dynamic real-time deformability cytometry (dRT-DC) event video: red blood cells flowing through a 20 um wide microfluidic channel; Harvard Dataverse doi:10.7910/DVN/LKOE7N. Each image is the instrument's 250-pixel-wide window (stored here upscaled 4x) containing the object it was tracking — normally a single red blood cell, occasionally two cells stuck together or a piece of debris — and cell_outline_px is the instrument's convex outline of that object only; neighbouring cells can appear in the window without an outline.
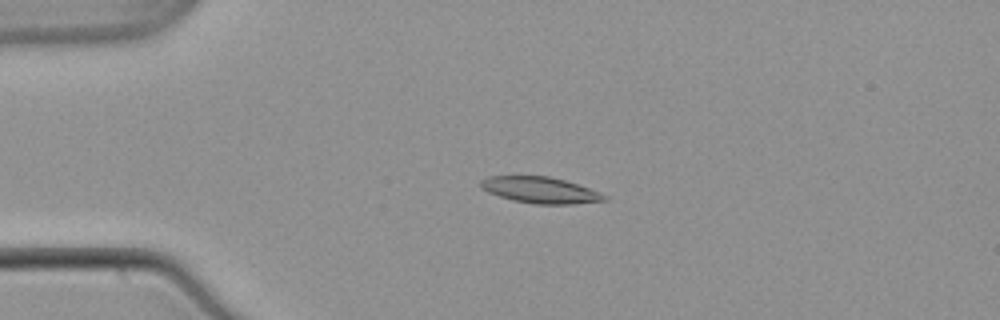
{"species": "common noctule bat (a hibernating species)", "species_latin": "Nyctalus noctula", "temperature_condition": "warm", "stored_images_in_passage": 53, "camera_frame_rate_fps": 3000, "um_per_image_px": 0.085, "animal": {"sex": "male", "body_mass_g": 21.5, "forearm_length_mm": 52.0}, "frame": {"image": 1, "passage_image": 12, "time_ms": 3.667, "image_size_px": [1000, 320], "cell_outline_px": [[608, 200], [572, 204], [536, 204], [512, 200], [488, 192], [480, 188], [480, 180], [488, 176], [548, 176], [564, 180], [600, 192], [608, 196]], "centroid_in_image_um": [45.91, 16.16], "position_along_channel_um": 39.1, "area_um2": 18.84}}
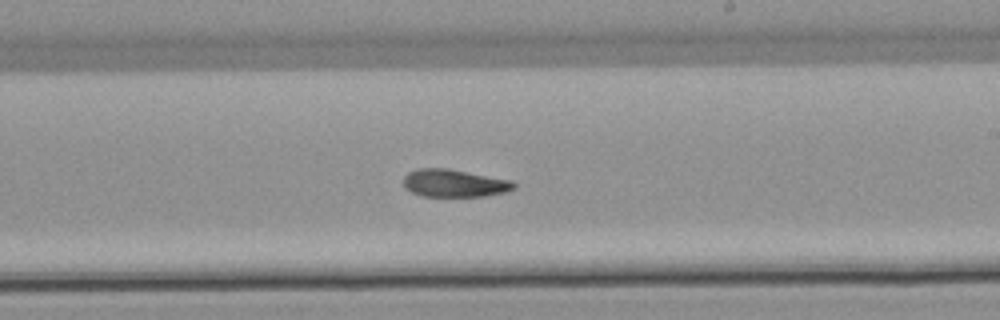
{"frame": {"image": 2, "passage_image": 31, "time_ms": 10.0, "image_size_px": [1000, 320], "cell_outline_px": [[516, 188], [504, 192], [484, 196], [424, 196], [412, 192], [404, 188], [404, 176], [408, 172], [416, 168], [448, 168], [512, 180], [516, 184]], "centroid_in_image_um": [38.61, 15.56], "position_along_channel_um": 250.4, "area_um2": 17.86}}
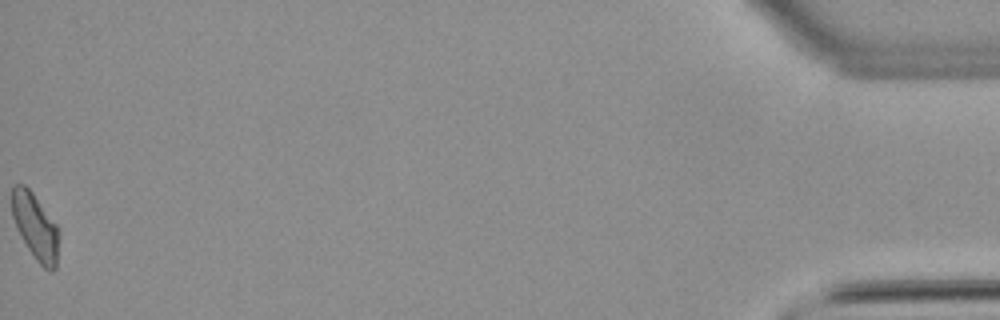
{"frame": {"image": 3, "passage_image": 53, "time_ms": 17.333, "image_size_px": [1000, 320], "cell_outline_px": [[60, 228], [56, 268], [52, 272], [48, 272], [36, 260], [20, 236], [12, 216], [12, 188], [16, 184], [24, 184], [32, 192]], "centroid_in_image_um": [3.03, 19.29], "position_along_channel_um": 432.2, "area_um2": 18.26}, "authors_computed_cell_mechanics": {"area_um2": 18.2648, "velocity_mm_per_s": 3.8693, "shape_relaxation_time_tau1_ms": null, "shape_relaxation_time_tau2_ms": 6.9452, "deformation_change_tau1": null, "deformation_change_tau2": 0.1314}}